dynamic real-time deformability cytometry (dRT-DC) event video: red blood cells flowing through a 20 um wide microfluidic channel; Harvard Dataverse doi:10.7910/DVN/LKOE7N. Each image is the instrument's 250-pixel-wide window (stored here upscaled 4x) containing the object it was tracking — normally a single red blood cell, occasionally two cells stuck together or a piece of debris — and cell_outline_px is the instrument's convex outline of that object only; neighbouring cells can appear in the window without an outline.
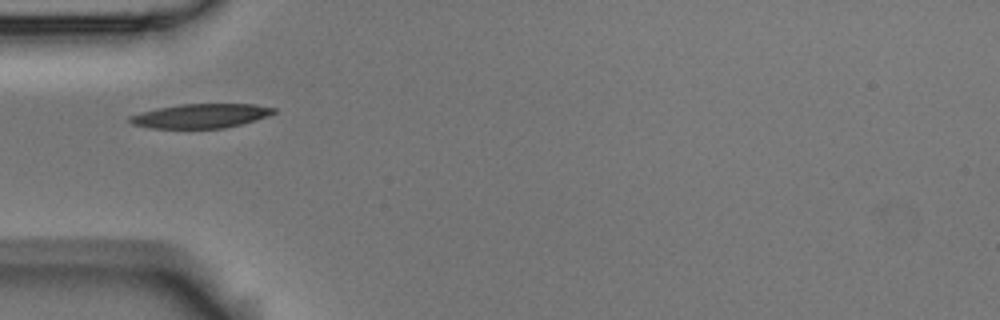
{"species": "Egyptian fruit bat (a non-hibernating species)", "species_latin": "Rousettus aegyptiacus", "temperature_condition": "room temperature", "stored_images_in_passage": 8, "camera_frame_rate_fps": 3000, "um_per_image_px": 0.085, "animal": {"sex": "male"}, "frame": {"image": 1, "passage_image": 1, "time_ms": 0.0, "image_size_px": [1000, 320], "cell_outline_px": [[276, 112], [268, 116], [256, 120], [224, 128], [152, 128], [132, 124], [128, 120], [128, 116], [140, 112], [156, 108], [180, 104], [252, 104], [276, 108]], "centroid_in_image_um": [17.04, 9.84], "position_along_channel_um": 68.0, "area_um2": 20.35}}
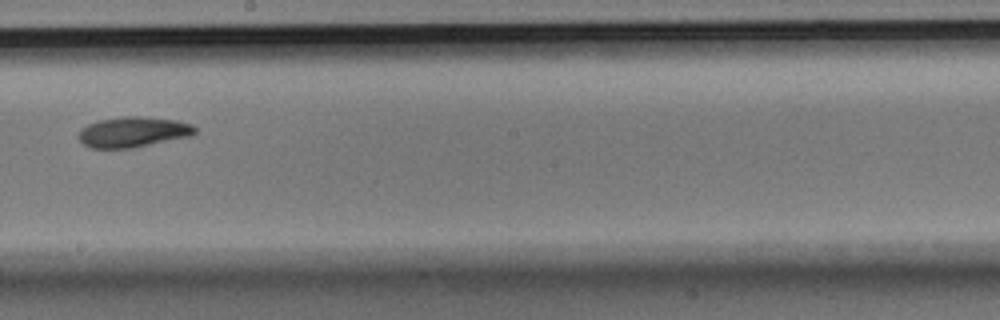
{"frame": {"image": 2, "passage_image": 5, "time_ms": 1.333, "image_size_px": [1000, 320], "cell_outline_px": [[196, 132], [192, 136], [132, 148], [92, 148], [84, 144], [80, 140], [80, 128], [88, 124], [100, 120], [124, 116], [140, 116], [180, 120], [192, 124], [196, 128]], "centroid_in_image_um": [11.37, 11.21], "position_along_channel_um": 236.8, "area_um2": 20.69}}
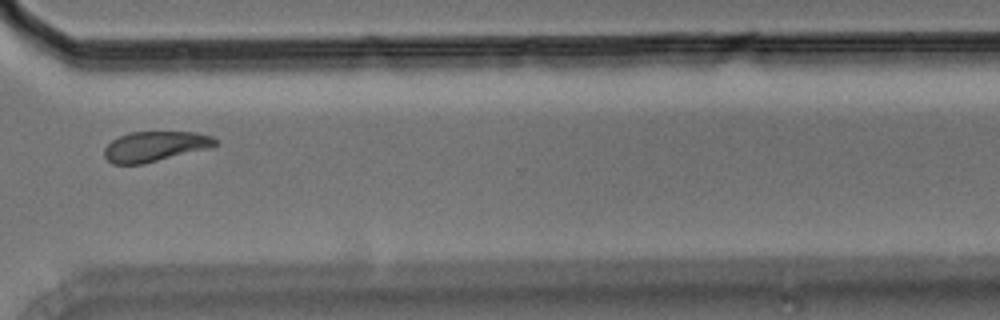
{"frame": {"image": 3, "passage_image": 8, "time_ms": 2.333, "image_size_px": [1000, 320], "cell_outline_px": [[220, 144], [212, 148], [144, 164], [112, 164], [104, 156], [104, 148], [112, 140], [120, 136], [132, 132], [196, 132], [212, 136]], "centroid_in_image_um": [13.23, 12.45], "position_along_channel_um": 357.4, "area_um2": 19.71}}